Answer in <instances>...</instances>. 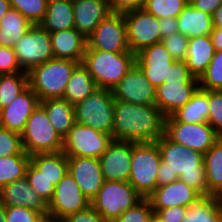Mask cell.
<instances>
[{"mask_svg": "<svg viewBox=\"0 0 222 222\" xmlns=\"http://www.w3.org/2000/svg\"><path fill=\"white\" fill-rule=\"evenodd\" d=\"M210 36L215 51H222V28L214 27Z\"/></svg>", "mask_w": 222, "mask_h": 222, "instance_id": "54", "label": "cell"}, {"mask_svg": "<svg viewBox=\"0 0 222 222\" xmlns=\"http://www.w3.org/2000/svg\"><path fill=\"white\" fill-rule=\"evenodd\" d=\"M50 123L63 139L75 124L74 107L64 98H52L40 101Z\"/></svg>", "mask_w": 222, "mask_h": 222, "instance_id": "28", "label": "cell"}, {"mask_svg": "<svg viewBox=\"0 0 222 222\" xmlns=\"http://www.w3.org/2000/svg\"><path fill=\"white\" fill-rule=\"evenodd\" d=\"M132 142L116 141L99 157L105 181H129Z\"/></svg>", "mask_w": 222, "mask_h": 222, "instance_id": "17", "label": "cell"}, {"mask_svg": "<svg viewBox=\"0 0 222 222\" xmlns=\"http://www.w3.org/2000/svg\"><path fill=\"white\" fill-rule=\"evenodd\" d=\"M153 212L149 200L143 198L135 206L123 212L113 222H149Z\"/></svg>", "mask_w": 222, "mask_h": 222, "instance_id": "42", "label": "cell"}, {"mask_svg": "<svg viewBox=\"0 0 222 222\" xmlns=\"http://www.w3.org/2000/svg\"><path fill=\"white\" fill-rule=\"evenodd\" d=\"M64 220L66 222H108L91 205L67 216Z\"/></svg>", "mask_w": 222, "mask_h": 222, "instance_id": "48", "label": "cell"}, {"mask_svg": "<svg viewBox=\"0 0 222 222\" xmlns=\"http://www.w3.org/2000/svg\"><path fill=\"white\" fill-rule=\"evenodd\" d=\"M30 155H12L0 158V189L15 180L25 177Z\"/></svg>", "mask_w": 222, "mask_h": 222, "instance_id": "35", "label": "cell"}, {"mask_svg": "<svg viewBox=\"0 0 222 222\" xmlns=\"http://www.w3.org/2000/svg\"><path fill=\"white\" fill-rule=\"evenodd\" d=\"M202 195L180 179L157 187L146 197L154 212L173 206L188 207Z\"/></svg>", "mask_w": 222, "mask_h": 222, "instance_id": "21", "label": "cell"}, {"mask_svg": "<svg viewBox=\"0 0 222 222\" xmlns=\"http://www.w3.org/2000/svg\"><path fill=\"white\" fill-rule=\"evenodd\" d=\"M187 4V0H145L143 9L158 19L177 18Z\"/></svg>", "mask_w": 222, "mask_h": 222, "instance_id": "37", "label": "cell"}, {"mask_svg": "<svg viewBox=\"0 0 222 222\" xmlns=\"http://www.w3.org/2000/svg\"><path fill=\"white\" fill-rule=\"evenodd\" d=\"M21 138L23 149L28 155L62 151L63 139L40 104L29 117Z\"/></svg>", "mask_w": 222, "mask_h": 222, "instance_id": "8", "label": "cell"}, {"mask_svg": "<svg viewBox=\"0 0 222 222\" xmlns=\"http://www.w3.org/2000/svg\"><path fill=\"white\" fill-rule=\"evenodd\" d=\"M28 86L27 72L0 75L1 109L6 108Z\"/></svg>", "mask_w": 222, "mask_h": 222, "instance_id": "34", "label": "cell"}, {"mask_svg": "<svg viewBox=\"0 0 222 222\" xmlns=\"http://www.w3.org/2000/svg\"><path fill=\"white\" fill-rule=\"evenodd\" d=\"M75 29L88 38L110 13L108 0H73Z\"/></svg>", "mask_w": 222, "mask_h": 222, "instance_id": "23", "label": "cell"}, {"mask_svg": "<svg viewBox=\"0 0 222 222\" xmlns=\"http://www.w3.org/2000/svg\"><path fill=\"white\" fill-rule=\"evenodd\" d=\"M213 20V26L222 28V4L211 15Z\"/></svg>", "mask_w": 222, "mask_h": 222, "instance_id": "55", "label": "cell"}, {"mask_svg": "<svg viewBox=\"0 0 222 222\" xmlns=\"http://www.w3.org/2000/svg\"><path fill=\"white\" fill-rule=\"evenodd\" d=\"M114 99L137 105H156V87L135 63L112 89Z\"/></svg>", "mask_w": 222, "mask_h": 222, "instance_id": "14", "label": "cell"}, {"mask_svg": "<svg viewBox=\"0 0 222 222\" xmlns=\"http://www.w3.org/2000/svg\"><path fill=\"white\" fill-rule=\"evenodd\" d=\"M161 153L157 142H132L129 183L144 198L157 188Z\"/></svg>", "mask_w": 222, "mask_h": 222, "instance_id": "5", "label": "cell"}, {"mask_svg": "<svg viewBox=\"0 0 222 222\" xmlns=\"http://www.w3.org/2000/svg\"><path fill=\"white\" fill-rule=\"evenodd\" d=\"M190 4L198 9L212 15L215 10L222 4V0H193Z\"/></svg>", "mask_w": 222, "mask_h": 222, "instance_id": "52", "label": "cell"}, {"mask_svg": "<svg viewBox=\"0 0 222 222\" xmlns=\"http://www.w3.org/2000/svg\"><path fill=\"white\" fill-rule=\"evenodd\" d=\"M0 222H6L5 206L0 204Z\"/></svg>", "mask_w": 222, "mask_h": 222, "instance_id": "59", "label": "cell"}, {"mask_svg": "<svg viewBox=\"0 0 222 222\" xmlns=\"http://www.w3.org/2000/svg\"><path fill=\"white\" fill-rule=\"evenodd\" d=\"M32 26L19 11L11 8L0 20V46L13 48Z\"/></svg>", "mask_w": 222, "mask_h": 222, "instance_id": "31", "label": "cell"}, {"mask_svg": "<svg viewBox=\"0 0 222 222\" xmlns=\"http://www.w3.org/2000/svg\"><path fill=\"white\" fill-rule=\"evenodd\" d=\"M165 119L156 105H137L115 99L113 140L157 142L165 134Z\"/></svg>", "mask_w": 222, "mask_h": 222, "instance_id": "1", "label": "cell"}, {"mask_svg": "<svg viewBox=\"0 0 222 222\" xmlns=\"http://www.w3.org/2000/svg\"><path fill=\"white\" fill-rule=\"evenodd\" d=\"M149 222H164L157 212H153Z\"/></svg>", "mask_w": 222, "mask_h": 222, "instance_id": "58", "label": "cell"}, {"mask_svg": "<svg viewBox=\"0 0 222 222\" xmlns=\"http://www.w3.org/2000/svg\"><path fill=\"white\" fill-rule=\"evenodd\" d=\"M54 58L82 63L87 47V38L75 28L49 33Z\"/></svg>", "mask_w": 222, "mask_h": 222, "instance_id": "24", "label": "cell"}, {"mask_svg": "<svg viewBox=\"0 0 222 222\" xmlns=\"http://www.w3.org/2000/svg\"><path fill=\"white\" fill-rule=\"evenodd\" d=\"M39 104L37 94L28 86L6 108L1 110L0 126L21 135L29 117Z\"/></svg>", "mask_w": 222, "mask_h": 222, "instance_id": "19", "label": "cell"}, {"mask_svg": "<svg viewBox=\"0 0 222 222\" xmlns=\"http://www.w3.org/2000/svg\"><path fill=\"white\" fill-rule=\"evenodd\" d=\"M199 88V79L190 81L164 82L156 88V106L167 117L191 100Z\"/></svg>", "mask_w": 222, "mask_h": 222, "instance_id": "20", "label": "cell"}, {"mask_svg": "<svg viewBox=\"0 0 222 222\" xmlns=\"http://www.w3.org/2000/svg\"><path fill=\"white\" fill-rule=\"evenodd\" d=\"M11 8L19 11L32 24H39L46 13L48 0H9Z\"/></svg>", "mask_w": 222, "mask_h": 222, "instance_id": "39", "label": "cell"}, {"mask_svg": "<svg viewBox=\"0 0 222 222\" xmlns=\"http://www.w3.org/2000/svg\"><path fill=\"white\" fill-rule=\"evenodd\" d=\"M144 197L128 181H104L90 205L108 222H113Z\"/></svg>", "mask_w": 222, "mask_h": 222, "instance_id": "7", "label": "cell"}, {"mask_svg": "<svg viewBox=\"0 0 222 222\" xmlns=\"http://www.w3.org/2000/svg\"><path fill=\"white\" fill-rule=\"evenodd\" d=\"M39 25L49 33L75 28L72 0H48Z\"/></svg>", "mask_w": 222, "mask_h": 222, "instance_id": "26", "label": "cell"}, {"mask_svg": "<svg viewBox=\"0 0 222 222\" xmlns=\"http://www.w3.org/2000/svg\"><path fill=\"white\" fill-rule=\"evenodd\" d=\"M163 168L177 173L179 179L201 195H208L204 154L170 140L165 134L157 141Z\"/></svg>", "mask_w": 222, "mask_h": 222, "instance_id": "2", "label": "cell"}, {"mask_svg": "<svg viewBox=\"0 0 222 222\" xmlns=\"http://www.w3.org/2000/svg\"><path fill=\"white\" fill-rule=\"evenodd\" d=\"M25 177L31 188L34 189L47 204H49L54 196L55 185L49 179L41 175V172L31 163H29L27 167Z\"/></svg>", "mask_w": 222, "mask_h": 222, "instance_id": "40", "label": "cell"}, {"mask_svg": "<svg viewBox=\"0 0 222 222\" xmlns=\"http://www.w3.org/2000/svg\"><path fill=\"white\" fill-rule=\"evenodd\" d=\"M86 49L112 53L130 51L127 43L126 23L123 14L110 13L87 38Z\"/></svg>", "mask_w": 222, "mask_h": 222, "instance_id": "12", "label": "cell"}, {"mask_svg": "<svg viewBox=\"0 0 222 222\" xmlns=\"http://www.w3.org/2000/svg\"><path fill=\"white\" fill-rule=\"evenodd\" d=\"M205 222H222L221 205L220 208L212 216H207Z\"/></svg>", "mask_w": 222, "mask_h": 222, "instance_id": "57", "label": "cell"}, {"mask_svg": "<svg viewBox=\"0 0 222 222\" xmlns=\"http://www.w3.org/2000/svg\"><path fill=\"white\" fill-rule=\"evenodd\" d=\"M82 64L98 88L112 90L135 64V54L86 49Z\"/></svg>", "mask_w": 222, "mask_h": 222, "instance_id": "3", "label": "cell"}, {"mask_svg": "<svg viewBox=\"0 0 222 222\" xmlns=\"http://www.w3.org/2000/svg\"><path fill=\"white\" fill-rule=\"evenodd\" d=\"M166 50L174 61H185L189 38L180 32L173 33L162 39Z\"/></svg>", "mask_w": 222, "mask_h": 222, "instance_id": "44", "label": "cell"}, {"mask_svg": "<svg viewBox=\"0 0 222 222\" xmlns=\"http://www.w3.org/2000/svg\"><path fill=\"white\" fill-rule=\"evenodd\" d=\"M113 142V137L75 122L63 138L62 152L67 157L99 158Z\"/></svg>", "mask_w": 222, "mask_h": 222, "instance_id": "9", "label": "cell"}, {"mask_svg": "<svg viewBox=\"0 0 222 222\" xmlns=\"http://www.w3.org/2000/svg\"><path fill=\"white\" fill-rule=\"evenodd\" d=\"M219 199H220V201L222 202V192L217 196Z\"/></svg>", "mask_w": 222, "mask_h": 222, "instance_id": "62", "label": "cell"}, {"mask_svg": "<svg viewBox=\"0 0 222 222\" xmlns=\"http://www.w3.org/2000/svg\"><path fill=\"white\" fill-rule=\"evenodd\" d=\"M0 204L25 207L43 215L48 214V204L31 188L26 177L6 184L0 189Z\"/></svg>", "mask_w": 222, "mask_h": 222, "instance_id": "22", "label": "cell"}, {"mask_svg": "<svg viewBox=\"0 0 222 222\" xmlns=\"http://www.w3.org/2000/svg\"><path fill=\"white\" fill-rule=\"evenodd\" d=\"M207 123L222 137V90L209 91V111Z\"/></svg>", "mask_w": 222, "mask_h": 222, "instance_id": "43", "label": "cell"}, {"mask_svg": "<svg viewBox=\"0 0 222 222\" xmlns=\"http://www.w3.org/2000/svg\"><path fill=\"white\" fill-rule=\"evenodd\" d=\"M126 23L127 43L132 53L162 42L159 19L143 8L123 14Z\"/></svg>", "mask_w": 222, "mask_h": 222, "instance_id": "13", "label": "cell"}, {"mask_svg": "<svg viewBox=\"0 0 222 222\" xmlns=\"http://www.w3.org/2000/svg\"><path fill=\"white\" fill-rule=\"evenodd\" d=\"M114 96L110 89H96L82 102L75 104V122L113 137Z\"/></svg>", "mask_w": 222, "mask_h": 222, "instance_id": "6", "label": "cell"}, {"mask_svg": "<svg viewBox=\"0 0 222 222\" xmlns=\"http://www.w3.org/2000/svg\"><path fill=\"white\" fill-rule=\"evenodd\" d=\"M165 135L177 144L205 154L220 138L207 122L184 123L172 115L165 119Z\"/></svg>", "mask_w": 222, "mask_h": 222, "instance_id": "10", "label": "cell"}, {"mask_svg": "<svg viewBox=\"0 0 222 222\" xmlns=\"http://www.w3.org/2000/svg\"><path fill=\"white\" fill-rule=\"evenodd\" d=\"M68 173L90 201L105 181L99 158L68 157Z\"/></svg>", "mask_w": 222, "mask_h": 222, "instance_id": "18", "label": "cell"}, {"mask_svg": "<svg viewBox=\"0 0 222 222\" xmlns=\"http://www.w3.org/2000/svg\"><path fill=\"white\" fill-rule=\"evenodd\" d=\"M193 77L185 61H175L170 67L169 78L165 82L190 81Z\"/></svg>", "mask_w": 222, "mask_h": 222, "instance_id": "49", "label": "cell"}, {"mask_svg": "<svg viewBox=\"0 0 222 222\" xmlns=\"http://www.w3.org/2000/svg\"><path fill=\"white\" fill-rule=\"evenodd\" d=\"M175 61L162 42L148 46L135 54V63L154 87L168 80Z\"/></svg>", "mask_w": 222, "mask_h": 222, "instance_id": "16", "label": "cell"}, {"mask_svg": "<svg viewBox=\"0 0 222 222\" xmlns=\"http://www.w3.org/2000/svg\"><path fill=\"white\" fill-rule=\"evenodd\" d=\"M13 49L21 69L27 73L54 58L49 32L39 24H33Z\"/></svg>", "mask_w": 222, "mask_h": 222, "instance_id": "11", "label": "cell"}, {"mask_svg": "<svg viewBox=\"0 0 222 222\" xmlns=\"http://www.w3.org/2000/svg\"><path fill=\"white\" fill-rule=\"evenodd\" d=\"M28 155L22 145L21 135L0 126V158Z\"/></svg>", "mask_w": 222, "mask_h": 222, "instance_id": "41", "label": "cell"}, {"mask_svg": "<svg viewBox=\"0 0 222 222\" xmlns=\"http://www.w3.org/2000/svg\"><path fill=\"white\" fill-rule=\"evenodd\" d=\"M79 62L53 58L28 72V85L40 101L63 98L67 83Z\"/></svg>", "mask_w": 222, "mask_h": 222, "instance_id": "4", "label": "cell"}, {"mask_svg": "<svg viewBox=\"0 0 222 222\" xmlns=\"http://www.w3.org/2000/svg\"><path fill=\"white\" fill-rule=\"evenodd\" d=\"M30 163L55 186L68 172V157L62 151L30 155Z\"/></svg>", "mask_w": 222, "mask_h": 222, "instance_id": "29", "label": "cell"}, {"mask_svg": "<svg viewBox=\"0 0 222 222\" xmlns=\"http://www.w3.org/2000/svg\"><path fill=\"white\" fill-rule=\"evenodd\" d=\"M204 167L208 195L222 192V137L204 154Z\"/></svg>", "mask_w": 222, "mask_h": 222, "instance_id": "33", "label": "cell"}, {"mask_svg": "<svg viewBox=\"0 0 222 222\" xmlns=\"http://www.w3.org/2000/svg\"><path fill=\"white\" fill-rule=\"evenodd\" d=\"M90 200L82 193L73 177L67 172L55 186L53 199L48 204V214L58 219L86 209Z\"/></svg>", "mask_w": 222, "mask_h": 222, "instance_id": "15", "label": "cell"}, {"mask_svg": "<svg viewBox=\"0 0 222 222\" xmlns=\"http://www.w3.org/2000/svg\"><path fill=\"white\" fill-rule=\"evenodd\" d=\"M37 222H49V214L42 215Z\"/></svg>", "mask_w": 222, "mask_h": 222, "instance_id": "61", "label": "cell"}, {"mask_svg": "<svg viewBox=\"0 0 222 222\" xmlns=\"http://www.w3.org/2000/svg\"><path fill=\"white\" fill-rule=\"evenodd\" d=\"M161 40L173 33H178V19L175 17L159 19Z\"/></svg>", "mask_w": 222, "mask_h": 222, "instance_id": "51", "label": "cell"}, {"mask_svg": "<svg viewBox=\"0 0 222 222\" xmlns=\"http://www.w3.org/2000/svg\"><path fill=\"white\" fill-rule=\"evenodd\" d=\"M96 89L98 87L87 68L82 63H79L71 74L63 98L74 106L82 102Z\"/></svg>", "mask_w": 222, "mask_h": 222, "instance_id": "30", "label": "cell"}, {"mask_svg": "<svg viewBox=\"0 0 222 222\" xmlns=\"http://www.w3.org/2000/svg\"><path fill=\"white\" fill-rule=\"evenodd\" d=\"M209 111V91L198 88L183 107L172 116L179 122L202 123L207 122Z\"/></svg>", "mask_w": 222, "mask_h": 222, "instance_id": "32", "label": "cell"}, {"mask_svg": "<svg viewBox=\"0 0 222 222\" xmlns=\"http://www.w3.org/2000/svg\"><path fill=\"white\" fill-rule=\"evenodd\" d=\"M11 9L9 0H0V20Z\"/></svg>", "mask_w": 222, "mask_h": 222, "instance_id": "56", "label": "cell"}, {"mask_svg": "<svg viewBox=\"0 0 222 222\" xmlns=\"http://www.w3.org/2000/svg\"><path fill=\"white\" fill-rule=\"evenodd\" d=\"M164 222H182L186 213L187 207L184 206H173L157 211Z\"/></svg>", "mask_w": 222, "mask_h": 222, "instance_id": "50", "label": "cell"}, {"mask_svg": "<svg viewBox=\"0 0 222 222\" xmlns=\"http://www.w3.org/2000/svg\"><path fill=\"white\" fill-rule=\"evenodd\" d=\"M49 222H66L64 219H58L54 217L53 215L49 214Z\"/></svg>", "mask_w": 222, "mask_h": 222, "instance_id": "60", "label": "cell"}, {"mask_svg": "<svg viewBox=\"0 0 222 222\" xmlns=\"http://www.w3.org/2000/svg\"><path fill=\"white\" fill-rule=\"evenodd\" d=\"M177 19L179 32L188 38L210 35L214 28L212 16L194 8L190 3Z\"/></svg>", "mask_w": 222, "mask_h": 222, "instance_id": "27", "label": "cell"}, {"mask_svg": "<svg viewBox=\"0 0 222 222\" xmlns=\"http://www.w3.org/2000/svg\"><path fill=\"white\" fill-rule=\"evenodd\" d=\"M42 215L25 207L5 206L6 222H37Z\"/></svg>", "mask_w": 222, "mask_h": 222, "instance_id": "45", "label": "cell"}, {"mask_svg": "<svg viewBox=\"0 0 222 222\" xmlns=\"http://www.w3.org/2000/svg\"><path fill=\"white\" fill-rule=\"evenodd\" d=\"M199 88L222 90V51H215L209 66L199 78Z\"/></svg>", "mask_w": 222, "mask_h": 222, "instance_id": "38", "label": "cell"}, {"mask_svg": "<svg viewBox=\"0 0 222 222\" xmlns=\"http://www.w3.org/2000/svg\"><path fill=\"white\" fill-rule=\"evenodd\" d=\"M25 72L21 69L13 48L0 46V75Z\"/></svg>", "mask_w": 222, "mask_h": 222, "instance_id": "46", "label": "cell"}, {"mask_svg": "<svg viewBox=\"0 0 222 222\" xmlns=\"http://www.w3.org/2000/svg\"><path fill=\"white\" fill-rule=\"evenodd\" d=\"M214 54L215 48L210 35L189 38L185 60L189 72L199 79L206 71Z\"/></svg>", "mask_w": 222, "mask_h": 222, "instance_id": "25", "label": "cell"}, {"mask_svg": "<svg viewBox=\"0 0 222 222\" xmlns=\"http://www.w3.org/2000/svg\"><path fill=\"white\" fill-rule=\"evenodd\" d=\"M221 205L215 195H202L187 207V213L182 222H205L207 216H212Z\"/></svg>", "mask_w": 222, "mask_h": 222, "instance_id": "36", "label": "cell"}, {"mask_svg": "<svg viewBox=\"0 0 222 222\" xmlns=\"http://www.w3.org/2000/svg\"><path fill=\"white\" fill-rule=\"evenodd\" d=\"M111 13L124 14L143 8L145 0H108Z\"/></svg>", "mask_w": 222, "mask_h": 222, "instance_id": "47", "label": "cell"}, {"mask_svg": "<svg viewBox=\"0 0 222 222\" xmlns=\"http://www.w3.org/2000/svg\"><path fill=\"white\" fill-rule=\"evenodd\" d=\"M156 179L157 187H160L178 180L179 176L177 173H173L169 168H163V161L161 160Z\"/></svg>", "mask_w": 222, "mask_h": 222, "instance_id": "53", "label": "cell"}]
</instances>
